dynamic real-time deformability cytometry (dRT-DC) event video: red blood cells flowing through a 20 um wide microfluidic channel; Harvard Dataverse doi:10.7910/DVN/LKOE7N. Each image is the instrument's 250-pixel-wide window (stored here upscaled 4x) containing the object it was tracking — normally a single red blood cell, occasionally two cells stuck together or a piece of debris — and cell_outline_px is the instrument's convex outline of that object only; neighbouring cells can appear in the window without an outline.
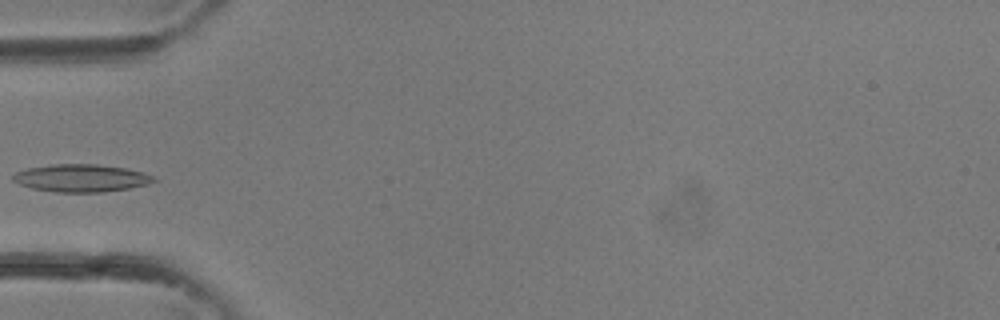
{"species": "common noctule bat (a hibernating species)", "species_latin": "Nyctalus noctula", "temperature_condition": "room temperature", "stored_images_in_passage": 25, "camera_frame_rate_fps": 3000, "um_per_image_px": 0.085, "animal": {"sex": "female"}, "frame": {"image": 1, "passage_image": 1, "time_ms": 0.0, "image_size_px": [1000, 320], "cell_outline_px": [[160, 180], [148, 184], [128, 188], [100, 192], [56, 192], [32, 188], [20, 184], [12, 180], [12, 176], [16, 172], [28, 168], [52, 164], [96, 164], [124, 168], [144, 172], [156, 176]], "centroid_in_image_um": [6.94, 15.13], "position_along_channel_um": 78.1, "area_um2": 22.66}}
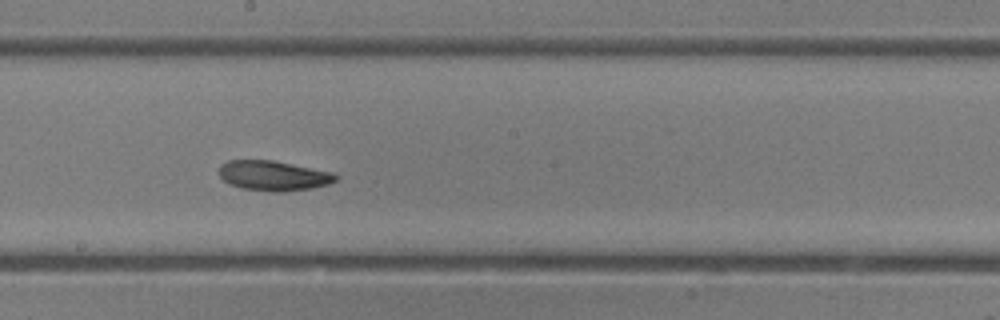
{"frame": {"image": 2, "passage_image": 9, "time_ms": 2.667, "image_size_px": [1000, 320], "cell_outline_px": [[340, 176], [336, 180], [328, 184], [312, 188], [284, 192], [272, 192], [240, 188], [224, 180], [220, 176], [220, 164], [228, 160], [272, 160], [332, 172]], "centroid_in_image_um": [23.25, 14.94], "position_along_channel_um": 224.9, "area_um2": 20.35}}
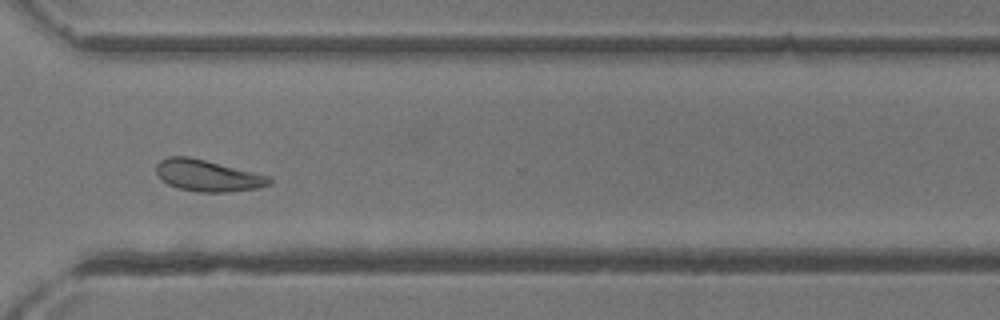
{"frame": {"image": 3, "passage_image": 16, "time_ms": 5.0, "image_size_px": [1000, 320], "cell_outline_px": [[272, 180], [268, 184], [256, 188], [224, 192], [200, 192], [180, 188], [168, 184], [156, 172], [156, 164], [160, 160], [168, 156], [188, 156], [272, 176]], "centroid_in_image_um": [17.65, 14.91], "position_along_channel_um": 352.9, "area_um2": 20.52}}